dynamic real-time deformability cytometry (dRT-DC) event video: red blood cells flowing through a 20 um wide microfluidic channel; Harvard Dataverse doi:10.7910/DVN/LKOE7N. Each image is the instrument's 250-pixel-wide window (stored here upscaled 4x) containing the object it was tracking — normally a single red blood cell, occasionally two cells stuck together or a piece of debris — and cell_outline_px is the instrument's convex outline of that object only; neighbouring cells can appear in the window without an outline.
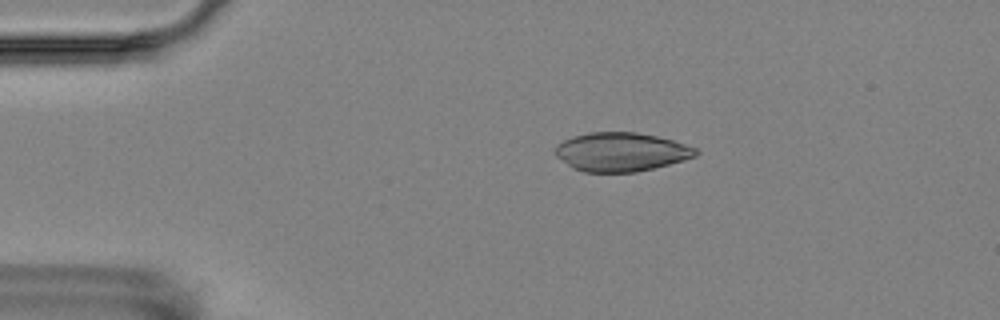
{"species": "Egyptian fruit bat (a non-hibernating species)", "species_latin": "Rousettus aegyptiacus", "temperature_condition": "room temperature", "stored_images_in_passage": 4, "camera_frame_rate_fps": 3000, "um_per_image_px": 0.085, "animal": {"sex": "female"}, "frame": {"image": 1, "passage_image": 3, "time_ms": 2.333, "image_size_px": [1000, 320], "cell_outline_px": [[700, 152], [696, 156], [684, 160], [636, 172], [584, 172], [572, 168], [556, 156], [556, 144], [572, 136], [588, 132], [636, 132], [656, 136], [672, 140], [696, 148]], "centroid_in_image_um": [52.78, 12.91], "position_along_channel_um": 32.2, "area_um2": 31.73}}